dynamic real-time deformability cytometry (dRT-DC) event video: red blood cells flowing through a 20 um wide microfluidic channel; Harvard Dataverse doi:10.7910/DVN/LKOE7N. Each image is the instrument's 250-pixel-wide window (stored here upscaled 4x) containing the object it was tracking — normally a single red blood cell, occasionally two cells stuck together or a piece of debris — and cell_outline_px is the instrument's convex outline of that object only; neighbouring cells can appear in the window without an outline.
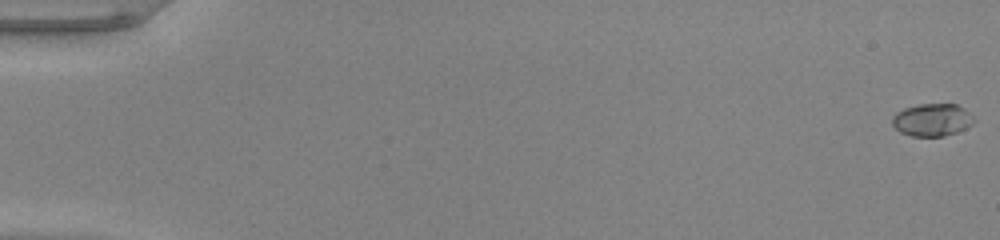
{"species": "common noctule bat (a hibernating species)", "species_latin": "Nyctalus noctula", "temperature_condition": "warm", "stored_images_in_passage": 54, "camera_frame_rate_fps": 3000, "um_per_image_px": 0.085, "animal": {"sex": "male", "body_mass_g": 20.0, "forearm_length_mm": 53.3}, "frame": {"image": 1, "passage_image": 1, "time_ms": 0.0, "image_size_px": [1000, 240], "cell_outline_px": [[976, 120], [972, 124], [956, 132], [944, 136], [912, 136], [900, 132], [892, 124], [892, 116], [896, 112], [904, 108], [920, 104], [956, 104], [964, 108]], "centroid_in_image_um": [79.22, 10.18], "position_along_channel_um": 5.8, "area_um2": 15.43}}
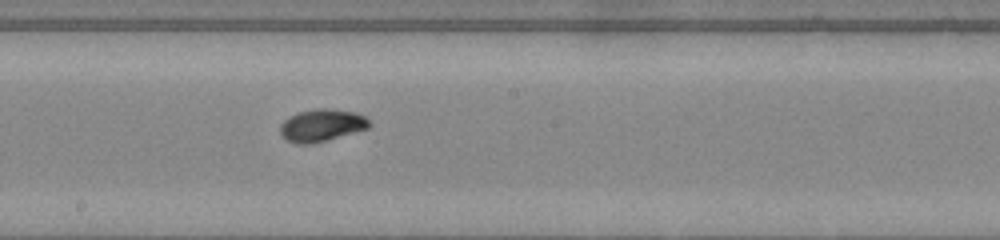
{"frame": {"image": 2, "passage_image": 31, "time_ms": 10.0, "image_size_px": [1000, 240], "cell_outline_px": [[372, 124], [368, 128], [328, 140], [312, 144], [296, 144], [288, 140], [280, 132], [280, 124], [288, 116], [296, 112], [316, 108], [328, 108], [356, 112], [364, 116]], "centroid_in_image_um": [27.33, 10.64], "position_along_channel_um": 220.9, "area_um2": 16.94}}
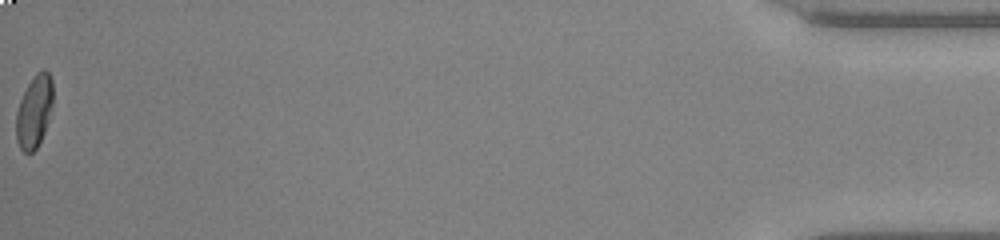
{"frame": {"image": 3, "passage_image": 54, "time_ms": 17.667, "image_size_px": [1000, 240], "cell_outline_px": [[52, 104], [44, 132], [36, 148], [32, 152], [24, 152], [20, 148], [16, 140], [16, 112], [20, 100], [28, 84], [36, 72], [44, 68], [48, 72], [52, 80]], "centroid_in_image_um": [2.89, 9.45], "position_along_channel_um": 432.3, "area_um2": 15.37}, "authors_computed_cell_mechanics": {"area_um2": 15.7505, "velocity_mm_per_s": 3.9855, "shape_relaxation_time_tau1_ms": 3.7899, "shape_relaxation_time_tau2_ms": 1.7175, "deformation_change_tau1": 0.1587, "deformation_change_tau2": 0.048}}